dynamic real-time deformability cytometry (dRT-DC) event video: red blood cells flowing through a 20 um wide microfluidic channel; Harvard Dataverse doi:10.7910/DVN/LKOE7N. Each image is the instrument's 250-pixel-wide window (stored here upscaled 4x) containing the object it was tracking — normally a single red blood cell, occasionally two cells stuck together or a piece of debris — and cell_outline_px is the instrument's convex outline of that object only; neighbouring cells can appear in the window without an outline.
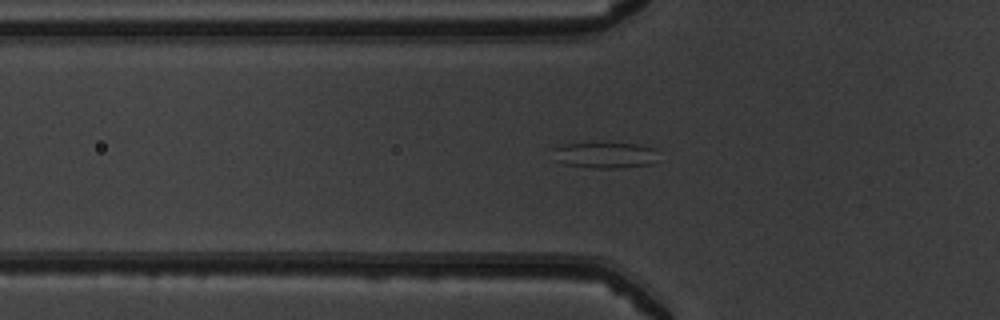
{"species": "common noctule bat (a hibernating species)", "species_latin": "Nyctalus noctula", "temperature_condition": "warm", "stored_images_in_passage": 38, "camera_frame_rate_fps": 3000, "um_per_image_px": 0.085, "animal": {"sex": "male", "body_mass_g": 19.5, "forearm_length_mm": 54.6}, "frame": {"image": 1, "passage_image": 6, "time_ms": 1.667, "image_size_px": [1000, 320], "cell_outline_px": [[656, 160], [652, 164], [616, 168], [592, 168], [564, 164], [556, 160], [552, 148], [564, 144], [640, 144], [652, 148]], "centroid_in_image_um": [51.38, 13.2], "position_along_channel_um": 74.4, "area_um2": 15.55}}
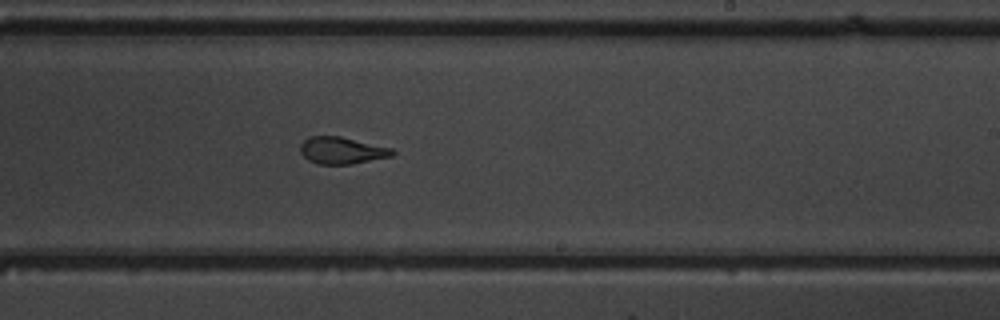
{"frame": {"image": 2, "passage_image": 20, "time_ms": 6.333, "image_size_px": [1000, 320], "cell_outline_px": [[396, 152], [392, 156], [352, 164], [316, 164], [308, 160], [300, 152], [300, 144], [308, 136], [340, 136], [392, 148]], "centroid_in_image_um": [29.04, 12.79], "position_along_channel_um": 260.0, "area_um2": 14.51}}
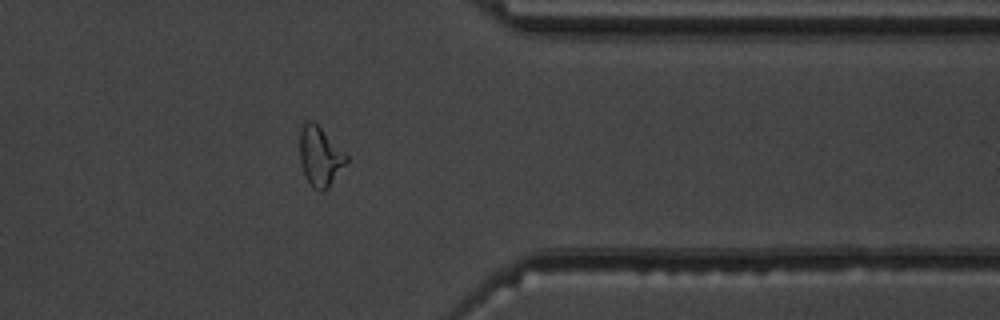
{"frame": {"image": 3, "passage_image": 30, "time_ms": 9.667, "image_size_px": [1000, 320], "cell_outline_px": [[348, 160], [328, 188], [324, 192], [320, 192], [312, 188], [308, 184], [304, 176], [300, 164], [300, 128], [304, 120], [312, 120], [348, 156]], "centroid_in_image_um": [27.16, 13.33], "position_along_channel_um": 384.2, "area_um2": 16.24}}